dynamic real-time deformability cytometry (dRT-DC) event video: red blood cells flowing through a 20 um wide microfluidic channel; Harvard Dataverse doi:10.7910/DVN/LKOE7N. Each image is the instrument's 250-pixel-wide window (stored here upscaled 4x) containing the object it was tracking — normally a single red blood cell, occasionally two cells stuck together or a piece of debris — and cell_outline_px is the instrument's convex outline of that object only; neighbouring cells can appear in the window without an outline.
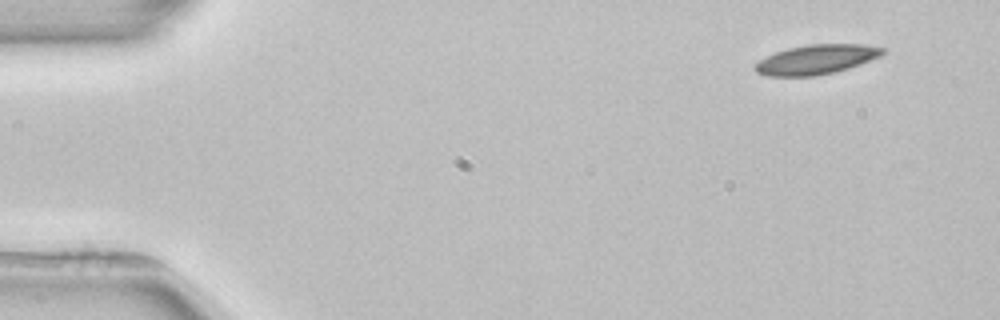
{"species": "common noctule bat (a hibernating species)", "species_latin": "Nyctalus noctula", "temperature_condition": "room temperature", "stored_images_in_passage": 3, "camera_frame_rate_fps": 3000, "um_per_image_px": 0.085, "animal": {"sex": "female", "body_mass_g": 22.7, "forearm_length_mm": 54.2}, "frame": {"image": 1, "passage_image": 1, "time_ms": 0.0, "image_size_px": [1000, 320], "cell_outline_px": [[884, 52], [880, 56], [860, 64], [848, 68], [816, 76], [768, 76], [756, 72], [752, 68], [760, 60], [776, 52], [788, 48], [808, 44], [864, 44], [884, 48]], "centroid_in_image_um": [69.37, 5.05], "position_along_channel_um": 15.6, "area_um2": 21.79}}